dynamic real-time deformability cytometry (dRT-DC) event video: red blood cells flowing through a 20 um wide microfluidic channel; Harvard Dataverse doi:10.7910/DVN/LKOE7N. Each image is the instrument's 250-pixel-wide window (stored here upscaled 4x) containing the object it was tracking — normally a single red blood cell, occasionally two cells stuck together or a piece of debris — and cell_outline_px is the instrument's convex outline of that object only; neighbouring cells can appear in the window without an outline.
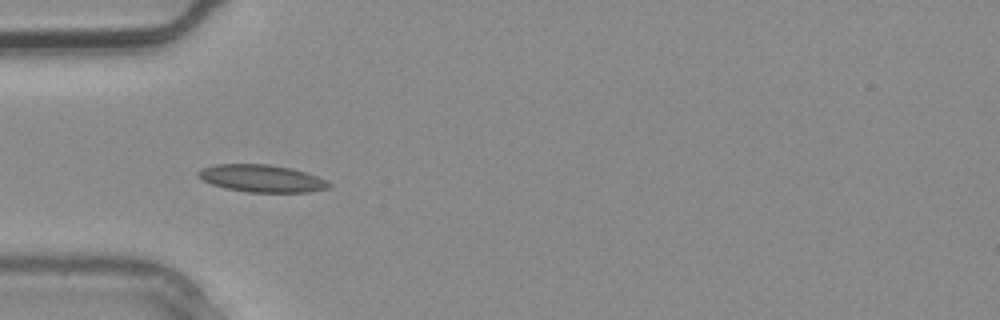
{"species": "common noctule bat (a hibernating species)", "species_latin": "Nyctalus noctula", "temperature_condition": "warm", "stored_images_in_passage": 2, "camera_frame_rate_fps": 3000, "um_per_image_px": 0.085, "animal": {"sex": "male", "body_mass_g": 20.4}, "frame": {"image": 1, "passage_image": 2, "time_ms": 0.333, "image_size_px": [1000, 320], "cell_outline_px": [[332, 188], [308, 192], [248, 192], [224, 188], [212, 184], [196, 176], [196, 172], [200, 168], [216, 164], [268, 164], [292, 168], [328, 180], [332, 184]], "centroid_in_image_um": [22.25, 15.16], "position_along_channel_um": 62.7, "area_um2": 21.04}}